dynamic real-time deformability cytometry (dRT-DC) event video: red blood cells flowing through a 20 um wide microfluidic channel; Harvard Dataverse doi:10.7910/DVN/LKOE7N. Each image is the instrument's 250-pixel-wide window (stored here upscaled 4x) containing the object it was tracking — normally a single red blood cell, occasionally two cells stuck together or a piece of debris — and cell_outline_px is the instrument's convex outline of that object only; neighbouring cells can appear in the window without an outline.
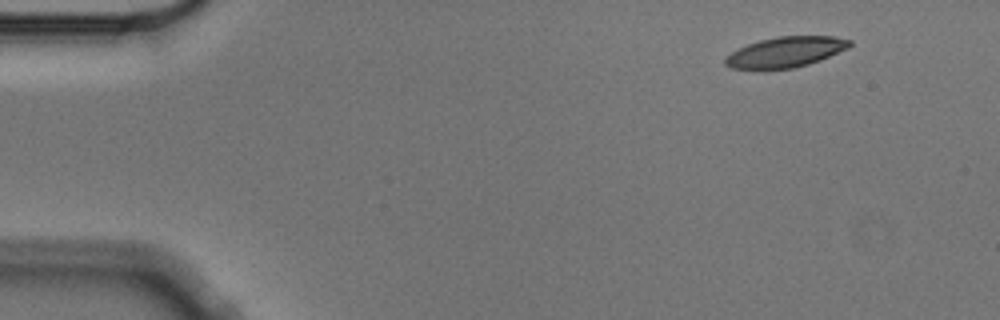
{"species": "Egyptian fruit bat (a non-hibernating species)", "species_latin": "Rousettus aegyptiacus", "temperature_condition": "cold", "stored_images_in_passage": 4, "camera_frame_rate_fps": 3000, "um_per_image_px": 0.085, "animal": {"sex": "male"}, "frame": {"image": 1, "passage_image": 1, "time_ms": 0.0, "image_size_px": [1000, 320], "cell_outline_px": [[852, 44], [848, 48], [820, 60], [808, 64], [792, 68], [732, 68], [724, 64], [724, 60], [732, 52], [748, 44], [760, 40], [776, 36], [836, 36], [852, 40]], "centroid_in_image_um": [66.83, 4.4], "position_along_channel_um": 18.2, "area_um2": 21.73}}
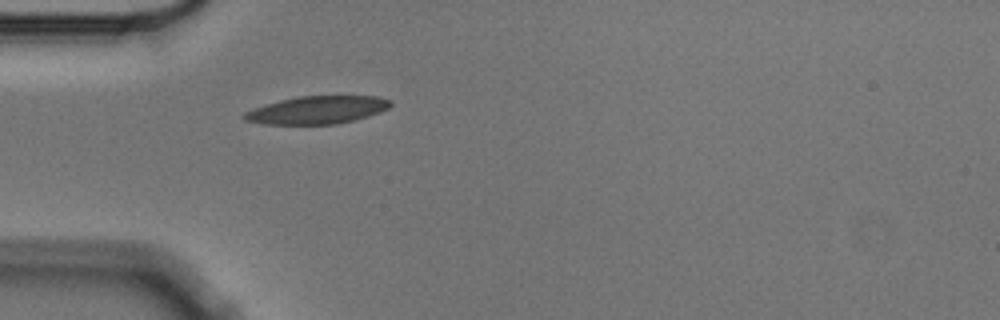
{"frame": {"image": 2, "passage_image": 4, "time_ms": 1.0, "image_size_px": [1000, 320], "cell_outline_px": [[392, 104], [388, 108], [380, 112], [368, 116], [336, 124], [264, 124], [244, 120], [240, 116], [244, 112], [280, 100], [300, 96], [380, 96], [392, 100]], "centroid_in_image_um": [26.98, 9.34], "position_along_channel_um": 58.0, "area_um2": 23.58}}